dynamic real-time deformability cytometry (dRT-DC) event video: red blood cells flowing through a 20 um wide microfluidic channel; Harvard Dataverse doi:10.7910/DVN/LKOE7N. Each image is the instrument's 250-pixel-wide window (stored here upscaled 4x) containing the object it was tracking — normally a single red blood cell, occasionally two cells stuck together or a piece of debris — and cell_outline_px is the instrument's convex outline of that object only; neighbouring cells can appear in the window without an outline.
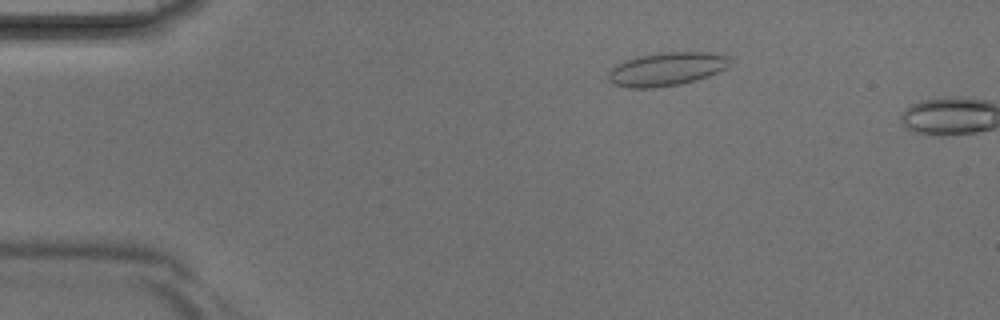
{"species": "Egyptian fruit bat (a non-hibernating species)", "species_latin": "Rousettus aegyptiacus", "temperature_condition": "room temperature", "stored_images_in_passage": 6, "camera_frame_rate_fps": 3000, "um_per_image_px": 0.085, "animal": {"sex": "male"}, "frame": {"image": 1, "passage_image": 6, "time_ms": 1.667, "image_size_px": [1000, 320], "cell_outline_px": [[728, 64], [724, 68], [708, 76], [680, 84], [652, 88], [628, 88], [612, 84], [608, 80], [608, 72], [616, 64], [640, 56], [660, 52], [716, 52], [728, 56]], "centroid_in_image_um": [56.62, 5.87], "position_along_channel_um": 28.4, "area_um2": 23.52}}